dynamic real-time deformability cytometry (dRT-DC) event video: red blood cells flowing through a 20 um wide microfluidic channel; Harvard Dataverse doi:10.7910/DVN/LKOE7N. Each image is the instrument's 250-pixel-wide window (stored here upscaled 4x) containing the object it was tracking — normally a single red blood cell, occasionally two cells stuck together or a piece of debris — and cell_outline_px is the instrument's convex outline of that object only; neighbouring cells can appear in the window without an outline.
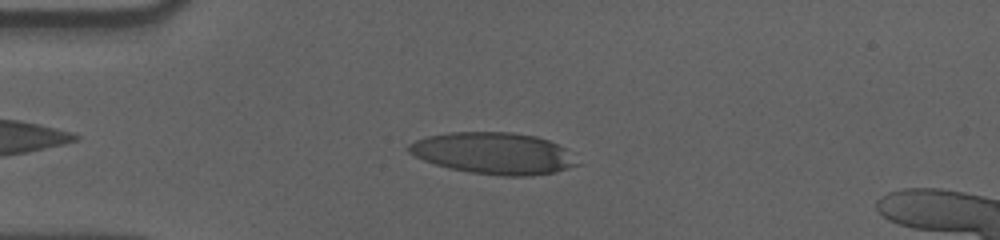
{"species": "human", "species_latin": "Homo sapiens", "temperature_condition": "cold", "stored_images_in_passage": 44, "camera_frame_rate_fps": 3000, "um_per_image_px": 0.085, "donor": {"sex": "male"}, "frame": {"image": 1, "passage_image": 6, "time_ms": 1.667, "image_size_px": [1000, 240], "cell_outline_px": [[580, 164], [556, 172], [532, 176], [500, 176], [468, 172], [448, 168], [412, 156], [404, 148], [408, 144], [416, 140], [428, 136], [448, 132], [512, 132], [536, 136], [548, 140], [564, 148]], "centroid_in_image_um": [41.91, 13.03], "position_along_channel_um": 43.1, "area_um2": 41.04}}
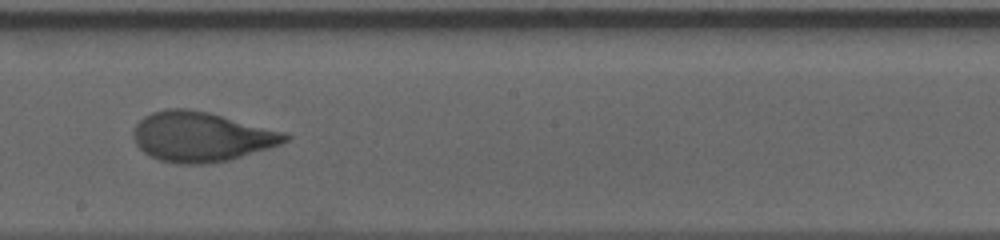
{"frame": {"image": 2, "passage_image": 24, "time_ms": 7.667, "image_size_px": [1000, 240], "cell_outline_px": [[292, 136], [288, 140], [280, 144], [268, 148], [228, 160], [204, 164], [176, 164], [160, 160], [144, 152], [136, 144], [132, 132], [136, 124], [144, 116], [152, 112], [168, 108], [188, 108], [208, 112], [288, 132]], "centroid_in_image_um": [17.12, 11.61], "position_along_channel_um": 231.1, "area_um2": 44.1}}
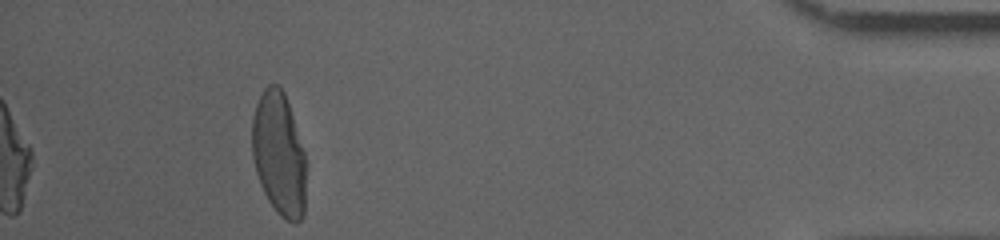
{"frame": {"image": 3, "passage_image": 44, "time_ms": 14.333, "image_size_px": [1000, 240], "cell_outline_px": [[304, 216], [296, 224], [292, 224], [280, 216], [276, 212], [268, 200], [260, 184], [256, 172], [252, 156], [252, 116], [256, 104], [264, 88], [268, 84], [280, 84], [284, 92], [304, 152]], "centroid_in_image_um": [23.68, 13.1], "position_along_channel_um": 411.5, "area_um2": 38.67}, "authors_computed_cell_mechanics": {"area_um2": 42.5408, "velocity_mm_per_s": 3.5642, "shape_relaxation_time_tau1_ms": 5.5919, "shape_relaxation_time_tau2_ms": 1.0476, "deformation_change_tau1": 0.225, "deformation_change_tau2": 0.0638}}